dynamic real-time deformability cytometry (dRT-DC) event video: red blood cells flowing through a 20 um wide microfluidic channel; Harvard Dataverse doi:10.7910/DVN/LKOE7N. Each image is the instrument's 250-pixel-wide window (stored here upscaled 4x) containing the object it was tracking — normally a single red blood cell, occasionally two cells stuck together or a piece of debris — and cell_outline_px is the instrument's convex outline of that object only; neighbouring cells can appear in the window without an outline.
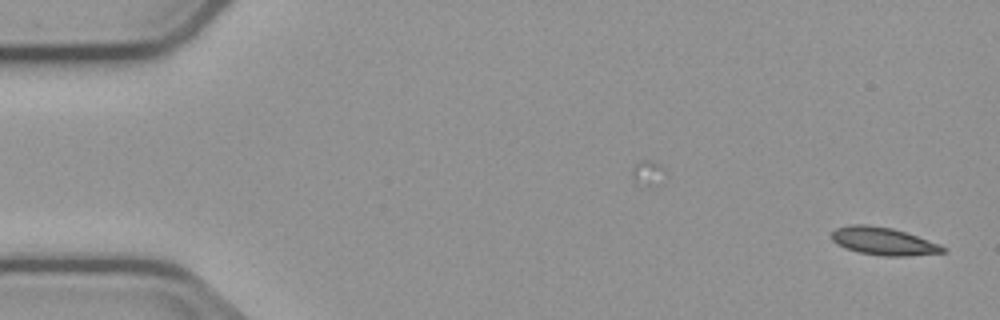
{"species": "common noctule bat (a hibernating species)", "species_latin": "Nyctalus noctula", "temperature_condition": "cold", "stored_images_in_passage": 6, "camera_frame_rate_fps": 3000, "um_per_image_px": 0.085, "animal": {"sex": "male", "body_mass_g": 23.1, "forearm_length_mm": 52.7}, "frame": {"image": 1, "passage_image": 1, "time_ms": 0.0, "image_size_px": [1000, 320], "cell_outline_px": [[948, 252], [904, 256], [884, 256], [860, 252], [844, 248], [836, 244], [832, 240], [832, 232], [836, 228], [848, 224], [868, 224], [892, 228], [940, 244], [948, 248]], "centroid_in_image_um": [75.08, 20.5], "position_along_channel_um": 9.9, "area_um2": 18.03}}